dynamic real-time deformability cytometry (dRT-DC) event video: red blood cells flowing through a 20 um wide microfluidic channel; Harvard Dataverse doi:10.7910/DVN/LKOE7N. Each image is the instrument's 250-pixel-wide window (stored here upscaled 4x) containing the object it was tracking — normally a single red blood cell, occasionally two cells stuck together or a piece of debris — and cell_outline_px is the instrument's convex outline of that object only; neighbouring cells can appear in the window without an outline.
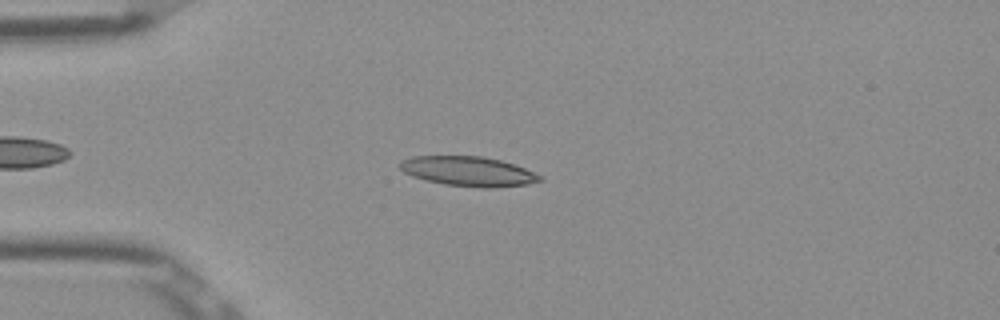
{"species": "Egyptian fruit bat (a non-hibernating species)", "species_latin": "Rousettus aegyptiacus", "temperature_condition": "room temperature", "stored_images_in_passage": 44, "camera_frame_rate_fps": 3000, "um_per_image_px": 0.085, "frame": {"image": 1, "passage_image": 9, "time_ms": 2.667, "image_size_px": [1000, 320], "cell_outline_px": [[544, 180], [528, 184], [492, 188], [484, 188], [444, 184], [412, 176], [404, 172], [400, 168], [400, 160], [412, 156], [480, 156], [500, 160], [524, 168], [544, 176]], "centroid_in_image_um": [39.83, 14.56], "position_along_channel_um": 45.2, "area_um2": 24.16}}
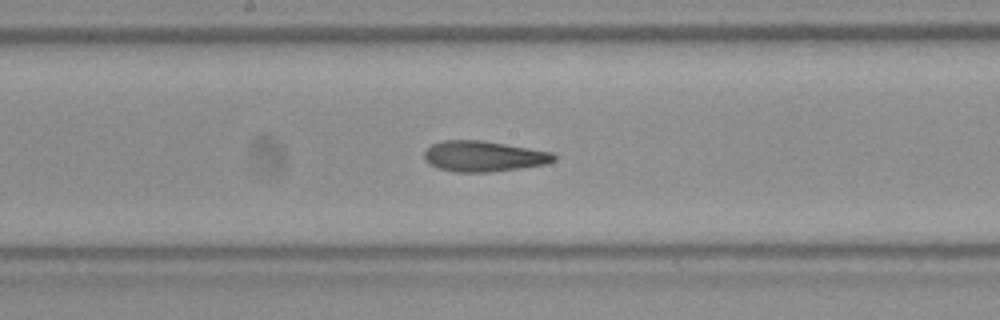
{"frame": {"image": 2, "passage_image": 23, "time_ms": 7.333, "image_size_px": [1000, 320], "cell_outline_px": [[556, 160], [544, 164], [520, 168], [492, 172], [456, 172], [436, 168], [428, 164], [424, 160], [424, 152], [432, 144], [440, 140], [484, 140], [552, 152], [556, 156]], "centroid_in_image_um": [41.07, 13.28], "position_along_channel_um": 207.1, "area_um2": 23.35}}
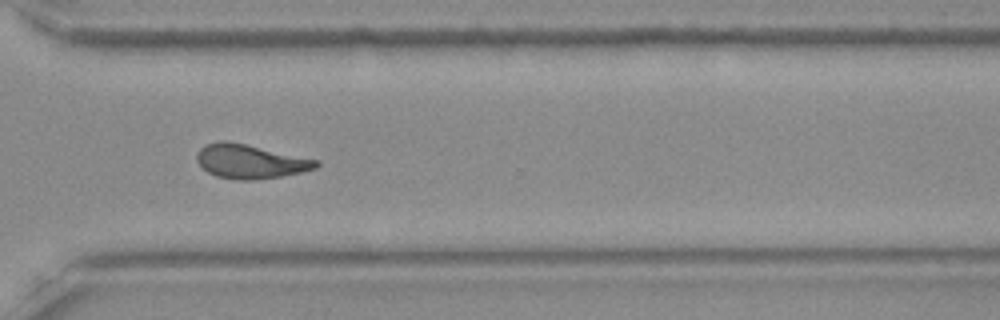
{"frame": {"image": 3, "passage_image": 34, "time_ms": 11.0, "image_size_px": [1000, 320], "cell_outline_px": [[320, 164], [316, 168], [300, 172], [280, 176], [252, 180], [236, 180], [216, 176], [208, 172], [196, 160], [196, 156], [200, 148], [204, 144], [220, 140], [224, 140], [244, 144], [320, 160]], "centroid_in_image_um": [21.25, 13.72], "position_along_channel_um": 349.3, "area_um2": 23.52}, "authors_computed_cell_mechanics": {"area_um2": 23.1778, "velocity_mm_per_s": 3.8943, "shape_relaxation_time_tau1_ms": null, "shape_relaxation_time_tau2_ms": 2.1647, "deformation_change_tau1": null, "deformation_change_tau2": 0.103}}